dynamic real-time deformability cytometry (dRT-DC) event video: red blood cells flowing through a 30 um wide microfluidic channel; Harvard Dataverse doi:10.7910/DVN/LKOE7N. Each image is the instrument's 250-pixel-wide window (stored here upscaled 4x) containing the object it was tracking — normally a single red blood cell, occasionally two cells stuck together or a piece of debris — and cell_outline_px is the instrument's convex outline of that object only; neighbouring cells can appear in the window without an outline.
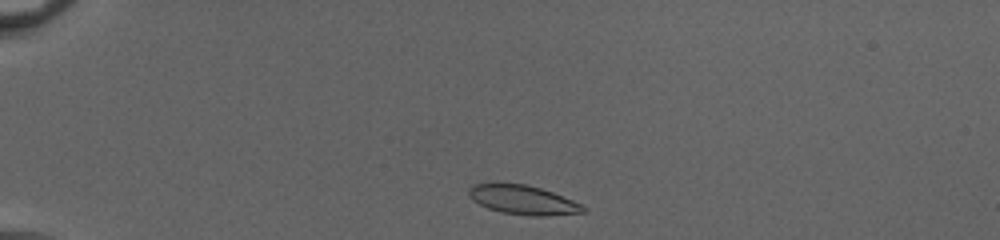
{"species": "common noctule bat (a hibernating species)", "species_latin": "Nyctalus noctula", "temperature_condition": "cold", "stored_images_in_passage": 41, "camera_frame_rate_fps": 3000, "um_per_image_px": 0.085, "animal": {"sex": "female", "body_mass_g": 20.0, "forearm_length_mm": 54.0}, "frame": {"image": 1, "passage_image": 2, "time_ms": 0.333, "image_size_px": [1000, 240], "cell_outline_px": [[588, 208], [584, 212], [548, 216], [532, 216], [500, 212], [488, 208], [472, 200], [468, 196], [468, 188], [472, 184], [496, 180], [524, 184], [540, 188], [552, 192], [572, 200]], "centroid_in_image_um": [44.36, 16.95], "position_along_channel_um": 40.6, "area_um2": 20.06}}
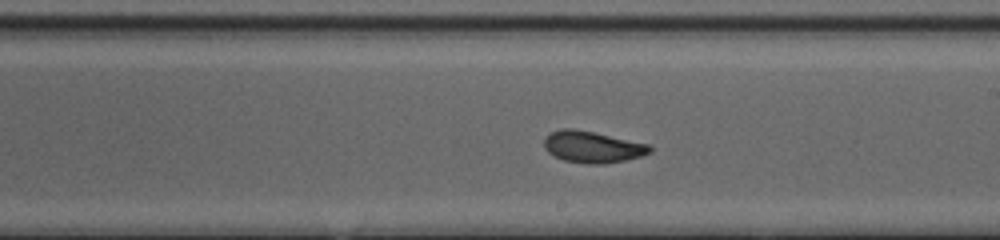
{"frame": {"image": 2, "passage_image": 21, "time_ms": 6.667, "image_size_px": [1000, 240], "cell_outline_px": [[652, 152], [640, 156], [624, 160], [604, 164], [588, 164], [564, 160], [552, 156], [544, 148], [544, 136], [560, 128], [572, 128], [592, 132], [648, 144], [652, 148]], "centroid_in_image_um": [50.31, 12.49], "position_along_channel_um": 238.7, "area_um2": 19.36}}
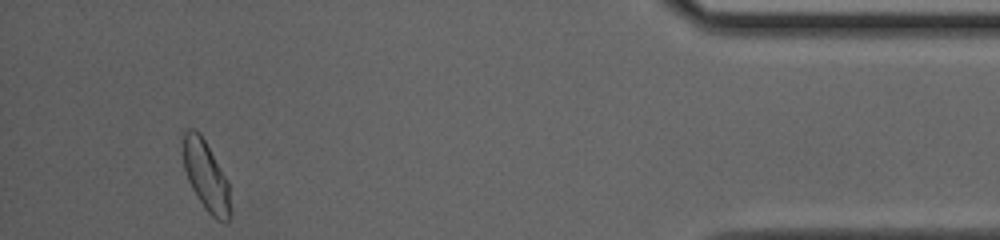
{"frame": {"image": 3, "passage_image": 38, "time_ms": 12.333, "image_size_px": [1000, 240], "cell_outline_px": [[232, 212], [228, 220], [224, 224], [216, 220], [204, 208], [196, 196], [188, 180], [184, 168], [184, 132], [188, 128], [192, 128], [200, 132], [228, 180]], "centroid_in_image_um": [17.55, 15.01], "position_along_channel_um": 417.6, "area_um2": 19.42}, "authors_computed_cell_mechanics": {"area_um2": 19.4786, "velocity_mm_per_s": 4.068, "shape_relaxation_time_tau1_ms": 2.8089, "shape_relaxation_time_tau2_ms": 1.2635, "deformation_change_tau1": 0.1395, "deformation_change_tau2": 0.0677}}